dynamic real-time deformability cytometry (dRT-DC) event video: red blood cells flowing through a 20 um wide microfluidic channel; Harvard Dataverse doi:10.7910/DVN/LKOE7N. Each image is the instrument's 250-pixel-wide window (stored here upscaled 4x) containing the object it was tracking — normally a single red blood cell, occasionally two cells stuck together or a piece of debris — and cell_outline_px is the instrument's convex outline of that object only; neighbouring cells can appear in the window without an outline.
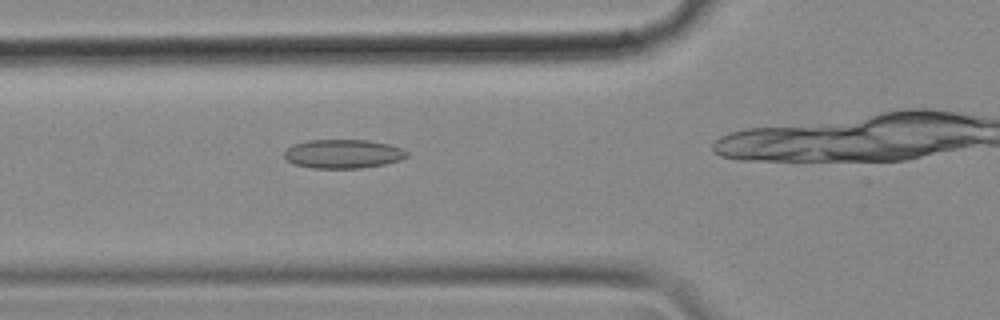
{"species": "common noctule bat (a hibernating species)", "species_latin": "Nyctalus noctula", "temperature_condition": "cold", "stored_images_in_passage": 38, "camera_frame_rate_fps": 3000, "um_per_image_px": 0.085, "animal": {"sex": "female", "body_mass_g": 18.4}, "frame": {"image": 1, "passage_image": 12, "time_ms": 3.667, "image_size_px": [1000, 320], "cell_outline_px": [[408, 156], [400, 160], [384, 164], [360, 168], [312, 168], [292, 164], [284, 156], [284, 152], [292, 144], [308, 140], [368, 140], [388, 144], [400, 148], [408, 152]], "centroid_in_image_um": [29.14, 13.08], "position_along_channel_um": 96.7, "area_um2": 20.63}}
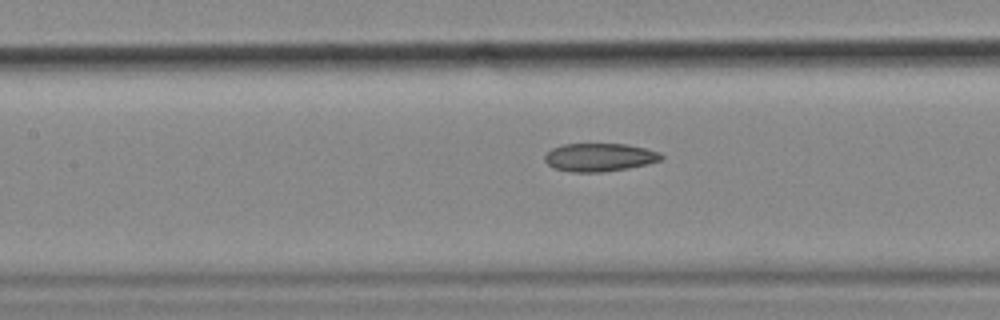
{"frame": {"image": 2, "passage_image": 17, "time_ms": 5.333, "image_size_px": [1000, 320], "cell_outline_px": [[664, 156], [660, 160], [628, 168], [600, 172], [572, 172], [556, 168], [548, 164], [544, 160], [544, 156], [552, 148], [564, 144], [628, 144], [660, 152]], "centroid_in_image_um": [50.95, 13.36], "position_along_channel_um": 156.5, "area_um2": 18.9}}